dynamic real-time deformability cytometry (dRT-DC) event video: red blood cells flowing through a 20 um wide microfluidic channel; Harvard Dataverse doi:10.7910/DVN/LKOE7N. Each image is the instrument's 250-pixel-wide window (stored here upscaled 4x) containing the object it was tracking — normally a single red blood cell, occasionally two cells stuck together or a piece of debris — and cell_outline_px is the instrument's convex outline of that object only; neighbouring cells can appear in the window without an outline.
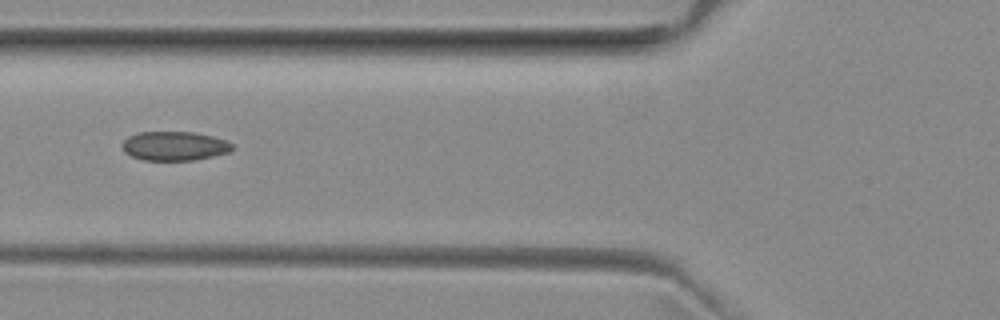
{"species": "common noctule bat (a hibernating species)", "species_latin": "Nyctalus noctula", "temperature_condition": "room temperature", "stored_images_in_passage": 14, "camera_frame_rate_fps": 3000, "um_per_image_px": 0.085, "animal": {"sex": "female", "body_mass_g": 29.2, "forearm_length_mm": 56.3}, "frame": {"image": 1, "passage_image": 5, "time_ms": 1.333, "image_size_px": [1000, 320], "cell_outline_px": [[232, 152], [192, 160], [144, 160], [132, 156], [124, 152], [120, 144], [128, 136], [140, 132], [196, 132], [212, 136], [224, 140], [232, 144]], "centroid_in_image_um": [14.8, 12.4], "position_along_channel_um": 111.0, "area_um2": 18.67}}
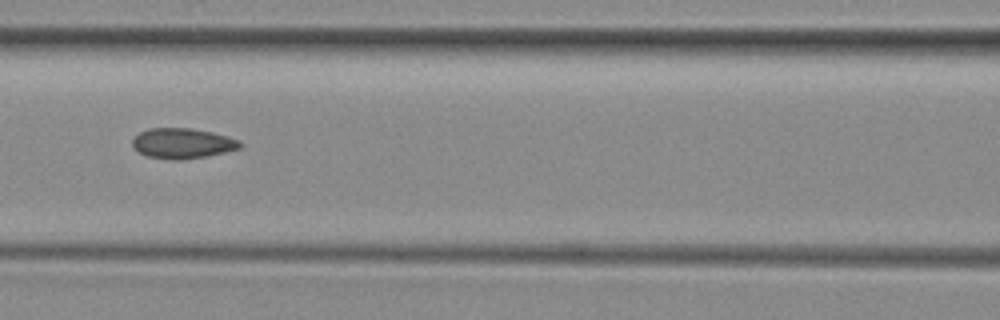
{"frame": {"image": 2, "passage_image": 8, "time_ms": 2.333, "image_size_px": [1000, 320], "cell_outline_px": [[244, 144], [240, 148], [208, 156], [180, 160], [172, 160], [148, 156], [140, 152], [132, 144], [132, 140], [140, 132], [148, 128], [192, 128], [212, 132], [228, 136], [240, 140]], "centroid_in_image_um": [15.55, 12.18], "position_along_channel_um": 151.0, "area_um2": 19.02}}